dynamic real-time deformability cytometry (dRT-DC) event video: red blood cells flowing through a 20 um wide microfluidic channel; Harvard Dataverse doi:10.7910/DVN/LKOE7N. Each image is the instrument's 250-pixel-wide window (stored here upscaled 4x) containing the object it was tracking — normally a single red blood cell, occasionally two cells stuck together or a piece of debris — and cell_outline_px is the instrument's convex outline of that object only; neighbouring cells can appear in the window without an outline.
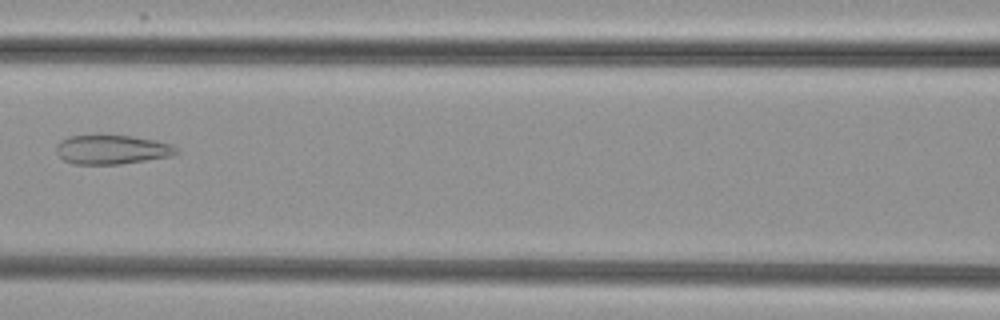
{"species": "common noctule bat (a hibernating species)", "species_latin": "Nyctalus noctula", "temperature_condition": "cold", "stored_images_in_passage": 5, "camera_frame_rate_fps": 3000, "um_per_image_px": 0.085, "animal": {"sex": "female", "body_mass_g": 29.2, "forearm_length_mm": 56.3}, "frame": {"image": 1, "passage_image": 4, "time_ms": 3.667, "image_size_px": [1000, 320], "cell_outline_px": [[180, 152], [172, 156], [120, 164], [72, 164], [64, 160], [56, 152], [56, 144], [60, 140], [68, 136], [132, 136], [156, 140], [172, 144]], "centroid_in_image_um": [9.52, 12.72], "position_along_channel_um": 157.1, "area_um2": 20.4}}
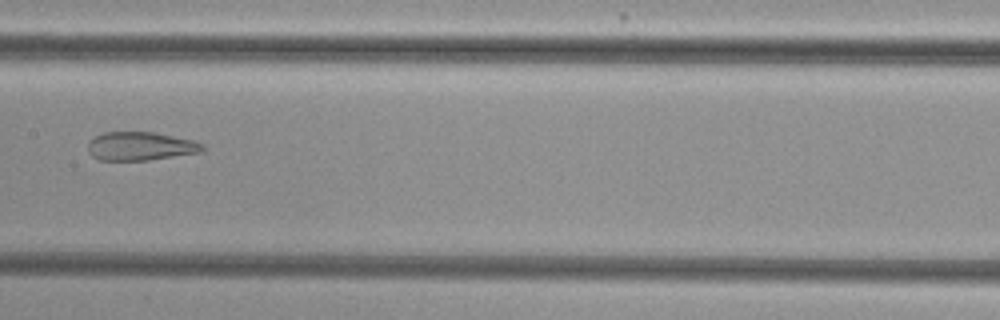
{"frame": {"image": 2, "passage_image": 5, "time_ms": 4.667, "image_size_px": [1000, 320], "cell_outline_px": [[204, 152], [148, 160], [100, 160], [92, 156], [88, 152], [88, 140], [104, 132], [152, 132], [192, 140], [204, 144]], "centroid_in_image_um": [11.93, 12.43], "position_along_channel_um": 195.5, "area_um2": 19.07}}